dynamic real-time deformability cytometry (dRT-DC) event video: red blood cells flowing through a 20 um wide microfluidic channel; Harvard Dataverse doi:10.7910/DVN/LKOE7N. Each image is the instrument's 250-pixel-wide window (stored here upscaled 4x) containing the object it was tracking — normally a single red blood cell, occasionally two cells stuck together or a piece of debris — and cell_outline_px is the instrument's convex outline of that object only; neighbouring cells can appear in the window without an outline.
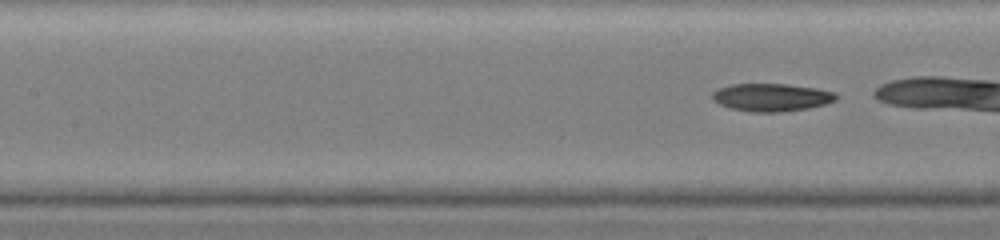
{"species": "common noctule bat (a hibernating species)", "species_latin": "Nyctalus noctula", "temperature_condition": "warm", "stored_images_in_passage": 8, "camera_frame_rate_fps": 3000, "um_per_image_px": 0.085, "animal": {"sex": "female", "body_mass_g": 19.0, "forearm_length_mm": 51.5}, "frame": {"image": 1, "passage_image": 8, "time_ms": 1.333, "image_size_px": [1000, 240], "cell_outline_px": [[840, 96], [836, 100], [824, 104], [808, 108], [780, 112], [752, 112], [732, 108], [720, 104], [712, 100], [712, 92], [716, 88], [732, 84], [788, 84], [816, 88], [836, 92]], "centroid_in_image_um": [65.58, 8.26], "position_along_channel_um": 141.8, "area_um2": 20.17}}